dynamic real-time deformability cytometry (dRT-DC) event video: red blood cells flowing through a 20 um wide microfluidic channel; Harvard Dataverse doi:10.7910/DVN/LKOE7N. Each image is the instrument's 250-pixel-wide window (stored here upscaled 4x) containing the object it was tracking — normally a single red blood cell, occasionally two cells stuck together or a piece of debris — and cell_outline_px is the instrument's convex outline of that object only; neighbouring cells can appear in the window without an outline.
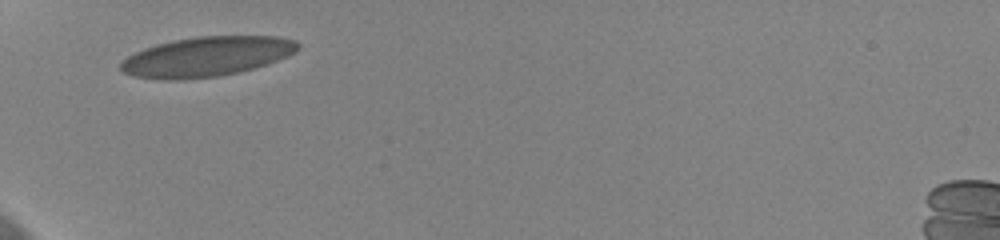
{"species": "human", "species_latin": "Homo sapiens", "temperature_condition": "cold", "stored_images_in_passage": 4, "camera_frame_rate_fps": 3000, "um_per_image_px": 0.085, "donor": {"sex": "female"}, "frame": {"image": 1, "passage_image": 1, "time_ms": 0.0, "image_size_px": [1000, 240], "cell_outline_px": [[300, 48], [296, 52], [288, 56], [268, 64], [220, 76], [176, 80], [164, 80], [136, 76], [124, 72], [120, 68], [120, 60], [144, 48], [156, 44], [172, 40], [196, 36], [280, 36], [296, 40], [300, 44]], "centroid_in_image_um": [17.59, 4.8], "position_along_channel_um": 67.4, "area_um2": 41.21}}
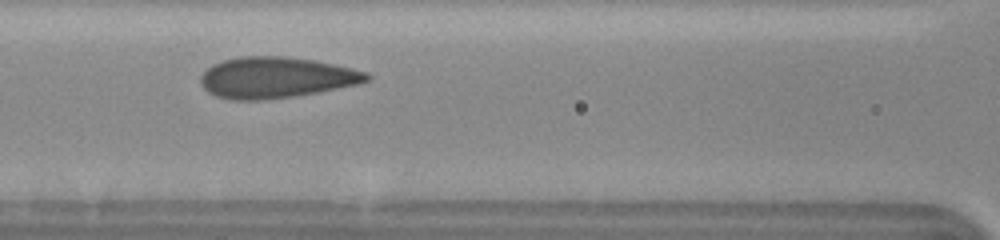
{"frame": {"image": 2, "passage_image": 3, "time_ms": 0.667, "image_size_px": [1000, 240], "cell_outline_px": [[372, 80], [360, 84], [316, 92], [292, 96], [260, 100], [232, 100], [216, 96], [208, 92], [200, 84], [200, 76], [212, 64], [224, 60], [240, 56], [280, 56], [316, 60], [368, 72], [372, 76]], "centroid_in_image_um": [23.48, 6.59], "position_along_channel_um": 143.1, "area_um2": 39.77}}